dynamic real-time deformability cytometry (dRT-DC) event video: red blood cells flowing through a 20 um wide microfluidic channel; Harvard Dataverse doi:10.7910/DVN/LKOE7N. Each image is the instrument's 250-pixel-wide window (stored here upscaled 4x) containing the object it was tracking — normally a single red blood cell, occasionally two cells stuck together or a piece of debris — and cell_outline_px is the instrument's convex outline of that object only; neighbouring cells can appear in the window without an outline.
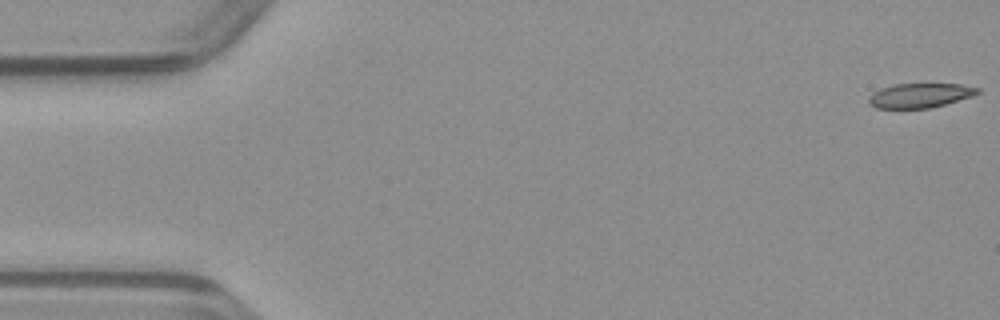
{"species": "common noctule bat (a hibernating species)", "species_latin": "Nyctalus noctula", "temperature_condition": "warm", "stored_images_in_passage": 12, "camera_frame_rate_fps": 3000, "um_per_image_px": 0.085, "animal": {"sex": "male", "body_mass_g": 23.1, "forearm_length_mm": 52.7}, "frame": {"image": 1, "passage_image": 1, "time_ms": 0.0, "image_size_px": [1000, 320], "cell_outline_px": [[980, 92], [972, 96], [944, 104], [928, 108], [876, 108], [868, 104], [868, 96], [872, 92], [880, 88], [892, 84], [960, 84], [980, 88]], "centroid_in_image_um": [78.14, 8.1], "position_along_channel_um": 6.9, "area_um2": 15.55}}